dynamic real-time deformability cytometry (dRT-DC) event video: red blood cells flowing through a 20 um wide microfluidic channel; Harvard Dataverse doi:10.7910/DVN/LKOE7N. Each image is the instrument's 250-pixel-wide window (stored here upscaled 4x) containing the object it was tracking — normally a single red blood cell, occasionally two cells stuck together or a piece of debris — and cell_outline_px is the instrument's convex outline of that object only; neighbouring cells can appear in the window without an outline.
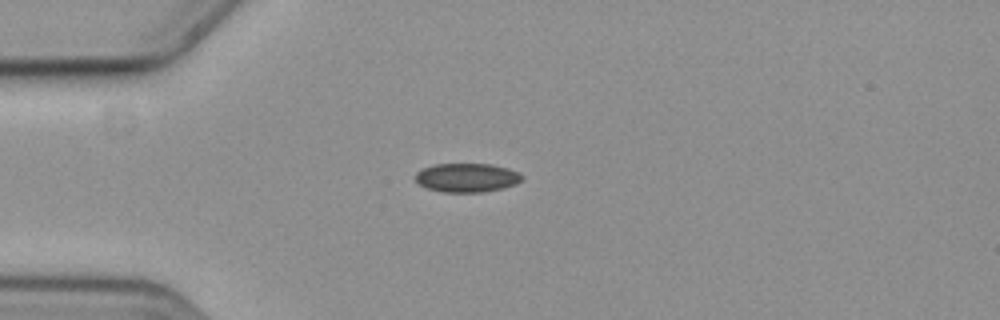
{"species": "common noctule bat (a hibernating species)", "species_latin": "Nyctalus noctula", "temperature_condition": "cold", "stored_images_in_passage": 41, "camera_frame_rate_fps": 3000, "um_per_image_px": 0.085, "animal": {"sex": "female", "body_mass_g": 19.3, "forearm_length_mm": 54.1}, "frame": {"image": 1, "passage_image": 1, "time_ms": 0.0, "image_size_px": [1000, 320], "cell_outline_px": [[524, 176], [516, 184], [484, 192], [440, 192], [428, 188], [420, 184], [416, 180], [416, 172], [424, 168], [436, 164], [492, 164], [508, 168], [520, 172]], "centroid_in_image_um": [39.71, 15.1], "position_along_channel_um": 45.3, "area_um2": 17.86}}
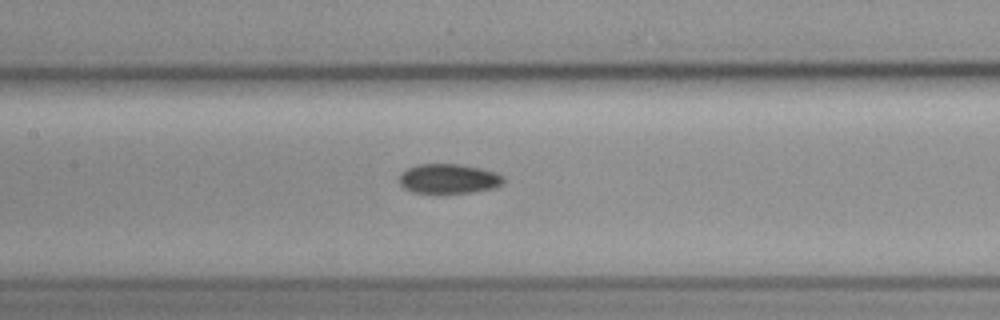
{"frame": {"image": 2, "passage_image": 13, "time_ms": 4.0, "image_size_px": [1000, 320], "cell_outline_px": [[504, 184], [496, 188], [472, 192], [412, 192], [404, 188], [400, 184], [400, 172], [416, 164], [460, 164], [480, 168], [496, 172], [504, 176]], "centroid_in_image_um": [38.17, 15.18], "position_along_channel_um": 169.2, "area_um2": 18.03}}
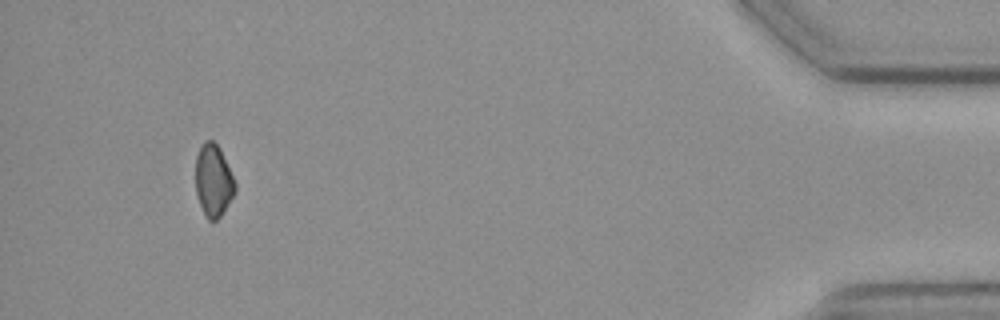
{"frame": {"image": 3, "passage_image": 40, "time_ms": 13.0, "image_size_px": [1000, 320], "cell_outline_px": [[236, 192], [220, 216], [216, 220], [208, 220], [200, 204], [196, 192], [196, 156], [204, 140], [212, 140], [220, 148], [236, 184]], "centroid_in_image_um": [18.14, 15.33], "position_along_channel_um": 417.1, "area_um2": 16.42}}